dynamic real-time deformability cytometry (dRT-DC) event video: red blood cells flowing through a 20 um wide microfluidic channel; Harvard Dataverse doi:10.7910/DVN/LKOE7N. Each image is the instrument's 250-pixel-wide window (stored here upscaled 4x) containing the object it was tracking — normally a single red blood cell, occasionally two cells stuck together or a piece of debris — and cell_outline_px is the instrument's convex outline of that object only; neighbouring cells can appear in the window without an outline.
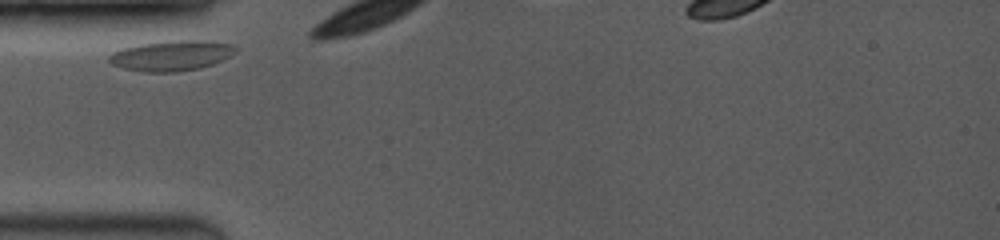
{"species": "common noctule bat (a hibernating species)", "species_latin": "Nyctalus noctula", "temperature_condition": "room temperature", "stored_images_in_passage": 6, "camera_frame_rate_fps": 3500, "um_per_image_px": 0.085, "animal": {"sex": "female", "body_mass_g": 19.0, "forearm_length_mm": 53.3}, "frame": {"image": 1, "passage_image": 1, "time_ms": 0.0, "image_size_px": [1000, 240], "cell_outline_px": [[240, 48], [232, 56], [224, 60], [200, 68], [176, 72], [144, 72], [124, 68], [112, 64], [108, 60], [108, 56], [112, 52], [124, 48], [140, 44], [172, 40], [204, 40], [232, 44]], "centroid_in_image_um": [14.63, 4.72], "position_along_channel_um": 70.4, "area_um2": 22.54}}